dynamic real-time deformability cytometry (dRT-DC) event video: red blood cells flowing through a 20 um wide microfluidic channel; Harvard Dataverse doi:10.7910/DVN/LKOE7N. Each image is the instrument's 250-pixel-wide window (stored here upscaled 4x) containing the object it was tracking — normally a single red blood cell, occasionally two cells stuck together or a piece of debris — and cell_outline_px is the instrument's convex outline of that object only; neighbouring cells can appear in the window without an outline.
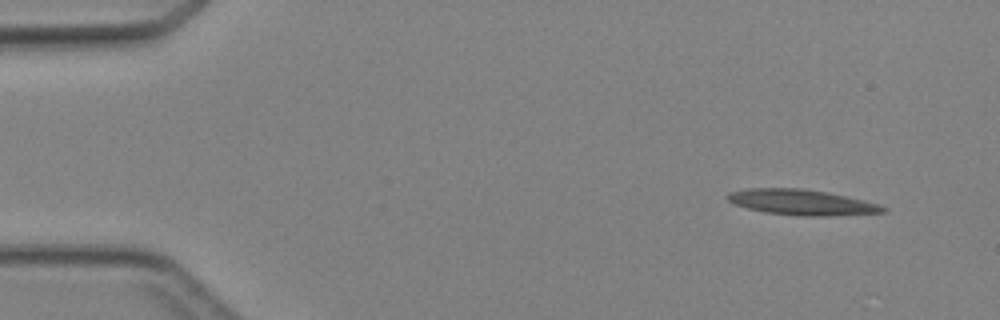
{"species": "Egyptian fruit bat (a non-hibernating species)", "species_latin": "Rousettus aegyptiacus", "temperature_condition": "cold", "stored_images_in_passage": 4, "camera_frame_rate_fps": 3000, "um_per_image_px": 0.085, "animal": {"sex": "female"}, "frame": {"image": 1, "passage_image": 1, "time_ms": 0.0, "image_size_px": [1000, 320], "cell_outline_px": [[888, 208], [884, 212], [828, 216], [804, 216], [764, 212], [748, 208], [736, 204], [728, 200], [724, 196], [728, 192], [748, 188], [804, 188], [828, 192], [864, 200], [880, 204]], "centroid_in_image_um": [68.14, 17.18], "position_along_channel_um": 16.9, "area_um2": 23.18}}
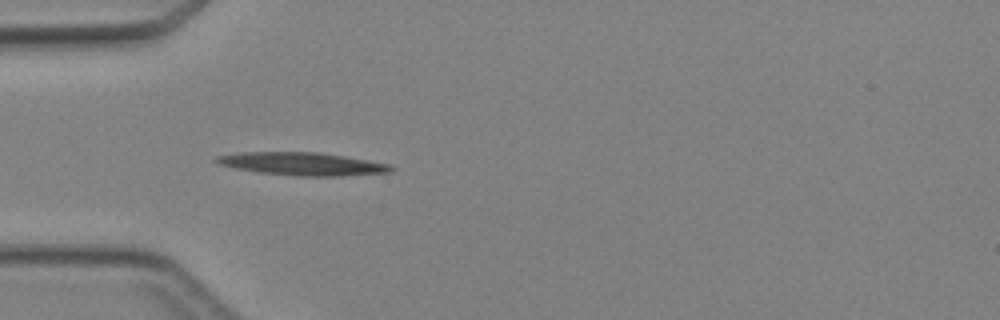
{"frame": {"image": 2, "passage_image": 4, "time_ms": 3.333, "image_size_px": [1000, 320], "cell_outline_px": [[396, 168], [392, 172], [340, 176], [296, 176], [260, 172], [236, 168], [216, 164], [212, 160], [216, 156], [240, 152], [320, 152], [392, 164]], "centroid_in_image_um": [25.71, 13.92], "position_along_channel_um": 59.3, "area_um2": 23.52}}